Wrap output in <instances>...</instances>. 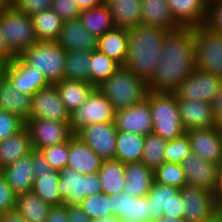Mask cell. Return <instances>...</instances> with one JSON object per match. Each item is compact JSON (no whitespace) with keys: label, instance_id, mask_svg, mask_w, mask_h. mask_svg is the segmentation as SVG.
Instances as JSON below:
<instances>
[{"label":"cell","instance_id":"1","mask_svg":"<svg viewBox=\"0 0 222 222\" xmlns=\"http://www.w3.org/2000/svg\"><path fill=\"white\" fill-rule=\"evenodd\" d=\"M196 69L194 30L180 27L170 31L152 78L147 82L153 92H173Z\"/></svg>","mask_w":222,"mask_h":222},{"label":"cell","instance_id":"2","mask_svg":"<svg viewBox=\"0 0 222 222\" xmlns=\"http://www.w3.org/2000/svg\"><path fill=\"white\" fill-rule=\"evenodd\" d=\"M169 32L167 29L142 24L128 29V48L124 66L136 77L148 82L157 68Z\"/></svg>","mask_w":222,"mask_h":222},{"label":"cell","instance_id":"3","mask_svg":"<svg viewBox=\"0 0 222 222\" xmlns=\"http://www.w3.org/2000/svg\"><path fill=\"white\" fill-rule=\"evenodd\" d=\"M97 88L112 103L115 110L141 103L146 99L149 91L147 82L136 77L124 65H120Z\"/></svg>","mask_w":222,"mask_h":222},{"label":"cell","instance_id":"4","mask_svg":"<svg viewBox=\"0 0 222 222\" xmlns=\"http://www.w3.org/2000/svg\"><path fill=\"white\" fill-rule=\"evenodd\" d=\"M146 99L152 115V133L164 140H173L185 133L180 119L177 98L173 92L148 91Z\"/></svg>","mask_w":222,"mask_h":222},{"label":"cell","instance_id":"5","mask_svg":"<svg viewBox=\"0 0 222 222\" xmlns=\"http://www.w3.org/2000/svg\"><path fill=\"white\" fill-rule=\"evenodd\" d=\"M67 51L57 41H37L28 47L20 57L37 68L50 84L64 79Z\"/></svg>","mask_w":222,"mask_h":222},{"label":"cell","instance_id":"6","mask_svg":"<svg viewBox=\"0 0 222 222\" xmlns=\"http://www.w3.org/2000/svg\"><path fill=\"white\" fill-rule=\"evenodd\" d=\"M0 25L10 53L14 57L20 56L38 41L31 16L16 10L12 5L0 16Z\"/></svg>","mask_w":222,"mask_h":222},{"label":"cell","instance_id":"7","mask_svg":"<svg viewBox=\"0 0 222 222\" xmlns=\"http://www.w3.org/2000/svg\"><path fill=\"white\" fill-rule=\"evenodd\" d=\"M196 69L222 78V35L205 25L193 27Z\"/></svg>","mask_w":222,"mask_h":222},{"label":"cell","instance_id":"8","mask_svg":"<svg viewBox=\"0 0 222 222\" xmlns=\"http://www.w3.org/2000/svg\"><path fill=\"white\" fill-rule=\"evenodd\" d=\"M180 193L186 222H214L219 217L215 193L190 185L182 187Z\"/></svg>","mask_w":222,"mask_h":222},{"label":"cell","instance_id":"9","mask_svg":"<svg viewBox=\"0 0 222 222\" xmlns=\"http://www.w3.org/2000/svg\"><path fill=\"white\" fill-rule=\"evenodd\" d=\"M115 108L112 103L95 87L86 101L70 113L69 127L72 134H76L85 126L114 122Z\"/></svg>","mask_w":222,"mask_h":222},{"label":"cell","instance_id":"10","mask_svg":"<svg viewBox=\"0 0 222 222\" xmlns=\"http://www.w3.org/2000/svg\"><path fill=\"white\" fill-rule=\"evenodd\" d=\"M58 191L65 205L79 204L88 196L101 193L98 173L81 174L75 169L65 167L59 171Z\"/></svg>","mask_w":222,"mask_h":222},{"label":"cell","instance_id":"11","mask_svg":"<svg viewBox=\"0 0 222 222\" xmlns=\"http://www.w3.org/2000/svg\"><path fill=\"white\" fill-rule=\"evenodd\" d=\"M221 89V77L195 69L173 93L177 99L199 100L212 104Z\"/></svg>","mask_w":222,"mask_h":222},{"label":"cell","instance_id":"12","mask_svg":"<svg viewBox=\"0 0 222 222\" xmlns=\"http://www.w3.org/2000/svg\"><path fill=\"white\" fill-rule=\"evenodd\" d=\"M4 76L19 92L33 96L37 91L50 85L37 68L29 66L20 56L4 63Z\"/></svg>","mask_w":222,"mask_h":222},{"label":"cell","instance_id":"13","mask_svg":"<svg viewBox=\"0 0 222 222\" xmlns=\"http://www.w3.org/2000/svg\"><path fill=\"white\" fill-rule=\"evenodd\" d=\"M26 127L31 135L33 150L66 142L73 134L69 122L45 119H28Z\"/></svg>","mask_w":222,"mask_h":222},{"label":"cell","instance_id":"14","mask_svg":"<svg viewBox=\"0 0 222 222\" xmlns=\"http://www.w3.org/2000/svg\"><path fill=\"white\" fill-rule=\"evenodd\" d=\"M29 119L70 121V113L64 106L55 84L46 86L32 96Z\"/></svg>","mask_w":222,"mask_h":222},{"label":"cell","instance_id":"15","mask_svg":"<svg viewBox=\"0 0 222 222\" xmlns=\"http://www.w3.org/2000/svg\"><path fill=\"white\" fill-rule=\"evenodd\" d=\"M75 135L103 160L115 159L117 129L114 122L91 124Z\"/></svg>","mask_w":222,"mask_h":222},{"label":"cell","instance_id":"16","mask_svg":"<svg viewBox=\"0 0 222 222\" xmlns=\"http://www.w3.org/2000/svg\"><path fill=\"white\" fill-rule=\"evenodd\" d=\"M191 152L207 162L222 163V136L218 126L186 131Z\"/></svg>","mask_w":222,"mask_h":222},{"label":"cell","instance_id":"17","mask_svg":"<svg viewBox=\"0 0 222 222\" xmlns=\"http://www.w3.org/2000/svg\"><path fill=\"white\" fill-rule=\"evenodd\" d=\"M114 124L117 131H126L140 135L152 133V115L149 101L115 111Z\"/></svg>","mask_w":222,"mask_h":222},{"label":"cell","instance_id":"18","mask_svg":"<svg viewBox=\"0 0 222 222\" xmlns=\"http://www.w3.org/2000/svg\"><path fill=\"white\" fill-rule=\"evenodd\" d=\"M186 183L215 193L218 185L219 166L190 153L181 163Z\"/></svg>","mask_w":222,"mask_h":222},{"label":"cell","instance_id":"19","mask_svg":"<svg viewBox=\"0 0 222 222\" xmlns=\"http://www.w3.org/2000/svg\"><path fill=\"white\" fill-rule=\"evenodd\" d=\"M113 216L121 222H150V201L146 196L132 197L126 192L110 195Z\"/></svg>","mask_w":222,"mask_h":222},{"label":"cell","instance_id":"20","mask_svg":"<svg viewBox=\"0 0 222 222\" xmlns=\"http://www.w3.org/2000/svg\"><path fill=\"white\" fill-rule=\"evenodd\" d=\"M180 119L184 131L212 128L217 126L214 120L212 104L199 100L177 99Z\"/></svg>","mask_w":222,"mask_h":222},{"label":"cell","instance_id":"21","mask_svg":"<svg viewBox=\"0 0 222 222\" xmlns=\"http://www.w3.org/2000/svg\"><path fill=\"white\" fill-rule=\"evenodd\" d=\"M67 52L97 50L98 38L90 33L79 18L65 21L57 41Z\"/></svg>","mask_w":222,"mask_h":222},{"label":"cell","instance_id":"22","mask_svg":"<svg viewBox=\"0 0 222 222\" xmlns=\"http://www.w3.org/2000/svg\"><path fill=\"white\" fill-rule=\"evenodd\" d=\"M103 161L104 160L78 136L73 134L69 138L67 167L75 169L81 174H92L99 172Z\"/></svg>","mask_w":222,"mask_h":222},{"label":"cell","instance_id":"23","mask_svg":"<svg viewBox=\"0 0 222 222\" xmlns=\"http://www.w3.org/2000/svg\"><path fill=\"white\" fill-rule=\"evenodd\" d=\"M171 14L181 27L193 28L205 25L207 0H167Z\"/></svg>","mask_w":222,"mask_h":222},{"label":"cell","instance_id":"24","mask_svg":"<svg viewBox=\"0 0 222 222\" xmlns=\"http://www.w3.org/2000/svg\"><path fill=\"white\" fill-rule=\"evenodd\" d=\"M2 174L16 195L30 192L34 182L33 151L29 155L4 167Z\"/></svg>","mask_w":222,"mask_h":222},{"label":"cell","instance_id":"25","mask_svg":"<svg viewBox=\"0 0 222 222\" xmlns=\"http://www.w3.org/2000/svg\"><path fill=\"white\" fill-rule=\"evenodd\" d=\"M141 24L169 31L181 27L173 18L167 0H141Z\"/></svg>","mask_w":222,"mask_h":222},{"label":"cell","instance_id":"26","mask_svg":"<svg viewBox=\"0 0 222 222\" xmlns=\"http://www.w3.org/2000/svg\"><path fill=\"white\" fill-rule=\"evenodd\" d=\"M154 182V170L143 162L125 164V185L123 192L132 197H144Z\"/></svg>","mask_w":222,"mask_h":222},{"label":"cell","instance_id":"27","mask_svg":"<svg viewBox=\"0 0 222 222\" xmlns=\"http://www.w3.org/2000/svg\"><path fill=\"white\" fill-rule=\"evenodd\" d=\"M32 97L19 92L4 76L0 82V109L22 118L25 122L30 117Z\"/></svg>","mask_w":222,"mask_h":222},{"label":"cell","instance_id":"28","mask_svg":"<svg viewBox=\"0 0 222 222\" xmlns=\"http://www.w3.org/2000/svg\"><path fill=\"white\" fill-rule=\"evenodd\" d=\"M32 151L31 135L25 126L16 134L0 141V165L4 168Z\"/></svg>","mask_w":222,"mask_h":222},{"label":"cell","instance_id":"29","mask_svg":"<svg viewBox=\"0 0 222 222\" xmlns=\"http://www.w3.org/2000/svg\"><path fill=\"white\" fill-rule=\"evenodd\" d=\"M116 28L131 29L141 25V0H107Z\"/></svg>","mask_w":222,"mask_h":222},{"label":"cell","instance_id":"30","mask_svg":"<svg viewBox=\"0 0 222 222\" xmlns=\"http://www.w3.org/2000/svg\"><path fill=\"white\" fill-rule=\"evenodd\" d=\"M128 29L114 28L98 37L97 49L120 65H124L127 57Z\"/></svg>","mask_w":222,"mask_h":222},{"label":"cell","instance_id":"31","mask_svg":"<svg viewBox=\"0 0 222 222\" xmlns=\"http://www.w3.org/2000/svg\"><path fill=\"white\" fill-rule=\"evenodd\" d=\"M145 136L117 131L115 159L124 164L141 162Z\"/></svg>","mask_w":222,"mask_h":222},{"label":"cell","instance_id":"32","mask_svg":"<svg viewBox=\"0 0 222 222\" xmlns=\"http://www.w3.org/2000/svg\"><path fill=\"white\" fill-rule=\"evenodd\" d=\"M79 19L83 26L97 38L115 28L110 8L106 3L81 11Z\"/></svg>","mask_w":222,"mask_h":222},{"label":"cell","instance_id":"33","mask_svg":"<svg viewBox=\"0 0 222 222\" xmlns=\"http://www.w3.org/2000/svg\"><path fill=\"white\" fill-rule=\"evenodd\" d=\"M50 208L51 205L32 191L16 196L15 210L27 222H46Z\"/></svg>","mask_w":222,"mask_h":222},{"label":"cell","instance_id":"34","mask_svg":"<svg viewBox=\"0 0 222 222\" xmlns=\"http://www.w3.org/2000/svg\"><path fill=\"white\" fill-rule=\"evenodd\" d=\"M101 193L112 195L122 193L125 185V164L116 159L104 160L98 172Z\"/></svg>","mask_w":222,"mask_h":222},{"label":"cell","instance_id":"35","mask_svg":"<svg viewBox=\"0 0 222 222\" xmlns=\"http://www.w3.org/2000/svg\"><path fill=\"white\" fill-rule=\"evenodd\" d=\"M55 85L58 89L60 98L69 113L79 108L95 88L89 82L70 81L65 79L55 83Z\"/></svg>","mask_w":222,"mask_h":222},{"label":"cell","instance_id":"36","mask_svg":"<svg viewBox=\"0 0 222 222\" xmlns=\"http://www.w3.org/2000/svg\"><path fill=\"white\" fill-rule=\"evenodd\" d=\"M38 41H58L63 21L51 8L31 16Z\"/></svg>","mask_w":222,"mask_h":222},{"label":"cell","instance_id":"37","mask_svg":"<svg viewBox=\"0 0 222 222\" xmlns=\"http://www.w3.org/2000/svg\"><path fill=\"white\" fill-rule=\"evenodd\" d=\"M59 182V171L53 170L51 174L38 175L34 179L31 191L51 206L63 205V199L58 191Z\"/></svg>","mask_w":222,"mask_h":222},{"label":"cell","instance_id":"38","mask_svg":"<svg viewBox=\"0 0 222 222\" xmlns=\"http://www.w3.org/2000/svg\"><path fill=\"white\" fill-rule=\"evenodd\" d=\"M91 52L69 51L65 57L64 79L89 82Z\"/></svg>","mask_w":222,"mask_h":222},{"label":"cell","instance_id":"39","mask_svg":"<svg viewBox=\"0 0 222 222\" xmlns=\"http://www.w3.org/2000/svg\"><path fill=\"white\" fill-rule=\"evenodd\" d=\"M179 191L180 189L176 187L164 185L156 181L153 182L146 196L150 201V222L157 221L163 216V210H166L168 202Z\"/></svg>","mask_w":222,"mask_h":222},{"label":"cell","instance_id":"40","mask_svg":"<svg viewBox=\"0 0 222 222\" xmlns=\"http://www.w3.org/2000/svg\"><path fill=\"white\" fill-rule=\"evenodd\" d=\"M120 64L109 58L98 49L91 52V62L89 71V83L98 87L107 80L118 68Z\"/></svg>","mask_w":222,"mask_h":222},{"label":"cell","instance_id":"41","mask_svg":"<svg viewBox=\"0 0 222 222\" xmlns=\"http://www.w3.org/2000/svg\"><path fill=\"white\" fill-rule=\"evenodd\" d=\"M166 144L167 140H164L159 135L154 133L145 135L141 162L148 168L155 170L165 162L164 152Z\"/></svg>","mask_w":222,"mask_h":222},{"label":"cell","instance_id":"42","mask_svg":"<svg viewBox=\"0 0 222 222\" xmlns=\"http://www.w3.org/2000/svg\"><path fill=\"white\" fill-rule=\"evenodd\" d=\"M79 206L88 215L91 221L113 216L111 197L105 193H97L88 196L79 203Z\"/></svg>","mask_w":222,"mask_h":222},{"label":"cell","instance_id":"43","mask_svg":"<svg viewBox=\"0 0 222 222\" xmlns=\"http://www.w3.org/2000/svg\"><path fill=\"white\" fill-rule=\"evenodd\" d=\"M154 181L178 189L187 185L182 165L170 162H164L154 170Z\"/></svg>","mask_w":222,"mask_h":222},{"label":"cell","instance_id":"44","mask_svg":"<svg viewBox=\"0 0 222 222\" xmlns=\"http://www.w3.org/2000/svg\"><path fill=\"white\" fill-rule=\"evenodd\" d=\"M190 153L191 146L185 132L180 137L167 141L164 152L165 162L181 164Z\"/></svg>","mask_w":222,"mask_h":222},{"label":"cell","instance_id":"45","mask_svg":"<svg viewBox=\"0 0 222 222\" xmlns=\"http://www.w3.org/2000/svg\"><path fill=\"white\" fill-rule=\"evenodd\" d=\"M40 152L44 155L47 162L54 170H62L67 167L69 154V139L57 145H52L41 149Z\"/></svg>","mask_w":222,"mask_h":222},{"label":"cell","instance_id":"46","mask_svg":"<svg viewBox=\"0 0 222 222\" xmlns=\"http://www.w3.org/2000/svg\"><path fill=\"white\" fill-rule=\"evenodd\" d=\"M26 122L19 116L0 109V141L22 130Z\"/></svg>","mask_w":222,"mask_h":222},{"label":"cell","instance_id":"47","mask_svg":"<svg viewBox=\"0 0 222 222\" xmlns=\"http://www.w3.org/2000/svg\"><path fill=\"white\" fill-rule=\"evenodd\" d=\"M205 26L212 32L222 35V0L208 1Z\"/></svg>","mask_w":222,"mask_h":222},{"label":"cell","instance_id":"48","mask_svg":"<svg viewBox=\"0 0 222 222\" xmlns=\"http://www.w3.org/2000/svg\"><path fill=\"white\" fill-rule=\"evenodd\" d=\"M75 0H52L51 9L58 14L63 22L79 18L81 10Z\"/></svg>","mask_w":222,"mask_h":222},{"label":"cell","instance_id":"49","mask_svg":"<svg viewBox=\"0 0 222 222\" xmlns=\"http://www.w3.org/2000/svg\"><path fill=\"white\" fill-rule=\"evenodd\" d=\"M11 5L18 11L32 16L51 8L52 0H11Z\"/></svg>","mask_w":222,"mask_h":222},{"label":"cell","instance_id":"50","mask_svg":"<svg viewBox=\"0 0 222 222\" xmlns=\"http://www.w3.org/2000/svg\"><path fill=\"white\" fill-rule=\"evenodd\" d=\"M16 196L12 188L7 184L5 176L0 174V214L15 209Z\"/></svg>","mask_w":222,"mask_h":222},{"label":"cell","instance_id":"51","mask_svg":"<svg viewBox=\"0 0 222 222\" xmlns=\"http://www.w3.org/2000/svg\"><path fill=\"white\" fill-rule=\"evenodd\" d=\"M183 208L181 193L179 191L168 202L166 210H163V216L170 218H183Z\"/></svg>","mask_w":222,"mask_h":222},{"label":"cell","instance_id":"52","mask_svg":"<svg viewBox=\"0 0 222 222\" xmlns=\"http://www.w3.org/2000/svg\"><path fill=\"white\" fill-rule=\"evenodd\" d=\"M54 169L47 162L40 151L33 150V174L34 179L38 175L51 174Z\"/></svg>","mask_w":222,"mask_h":222},{"label":"cell","instance_id":"53","mask_svg":"<svg viewBox=\"0 0 222 222\" xmlns=\"http://www.w3.org/2000/svg\"><path fill=\"white\" fill-rule=\"evenodd\" d=\"M46 222H69L67 205L51 206Z\"/></svg>","mask_w":222,"mask_h":222},{"label":"cell","instance_id":"54","mask_svg":"<svg viewBox=\"0 0 222 222\" xmlns=\"http://www.w3.org/2000/svg\"><path fill=\"white\" fill-rule=\"evenodd\" d=\"M67 213L69 222H91L79 204L67 205Z\"/></svg>","mask_w":222,"mask_h":222},{"label":"cell","instance_id":"55","mask_svg":"<svg viewBox=\"0 0 222 222\" xmlns=\"http://www.w3.org/2000/svg\"><path fill=\"white\" fill-rule=\"evenodd\" d=\"M212 109L216 125L220 126L222 124V89L214 98Z\"/></svg>","mask_w":222,"mask_h":222},{"label":"cell","instance_id":"56","mask_svg":"<svg viewBox=\"0 0 222 222\" xmlns=\"http://www.w3.org/2000/svg\"><path fill=\"white\" fill-rule=\"evenodd\" d=\"M14 56L10 53L0 25V63L10 62Z\"/></svg>","mask_w":222,"mask_h":222},{"label":"cell","instance_id":"57","mask_svg":"<svg viewBox=\"0 0 222 222\" xmlns=\"http://www.w3.org/2000/svg\"><path fill=\"white\" fill-rule=\"evenodd\" d=\"M0 222H27L15 209L0 214Z\"/></svg>","mask_w":222,"mask_h":222},{"label":"cell","instance_id":"58","mask_svg":"<svg viewBox=\"0 0 222 222\" xmlns=\"http://www.w3.org/2000/svg\"><path fill=\"white\" fill-rule=\"evenodd\" d=\"M74 2L77 4L81 11L92 9L103 3L101 0H75Z\"/></svg>","mask_w":222,"mask_h":222},{"label":"cell","instance_id":"59","mask_svg":"<svg viewBox=\"0 0 222 222\" xmlns=\"http://www.w3.org/2000/svg\"><path fill=\"white\" fill-rule=\"evenodd\" d=\"M215 196L217 198L218 204L222 201V163L219 166L218 172V185L215 191Z\"/></svg>","mask_w":222,"mask_h":222},{"label":"cell","instance_id":"60","mask_svg":"<svg viewBox=\"0 0 222 222\" xmlns=\"http://www.w3.org/2000/svg\"><path fill=\"white\" fill-rule=\"evenodd\" d=\"M156 222H186L183 218H170L162 216Z\"/></svg>","mask_w":222,"mask_h":222},{"label":"cell","instance_id":"61","mask_svg":"<svg viewBox=\"0 0 222 222\" xmlns=\"http://www.w3.org/2000/svg\"><path fill=\"white\" fill-rule=\"evenodd\" d=\"M91 222H121L116 216H109L102 219L92 220Z\"/></svg>","mask_w":222,"mask_h":222},{"label":"cell","instance_id":"62","mask_svg":"<svg viewBox=\"0 0 222 222\" xmlns=\"http://www.w3.org/2000/svg\"><path fill=\"white\" fill-rule=\"evenodd\" d=\"M11 5V0H0V16Z\"/></svg>","mask_w":222,"mask_h":222},{"label":"cell","instance_id":"63","mask_svg":"<svg viewBox=\"0 0 222 222\" xmlns=\"http://www.w3.org/2000/svg\"><path fill=\"white\" fill-rule=\"evenodd\" d=\"M4 77V63H0V82Z\"/></svg>","mask_w":222,"mask_h":222},{"label":"cell","instance_id":"64","mask_svg":"<svg viewBox=\"0 0 222 222\" xmlns=\"http://www.w3.org/2000/svg\"><path fill=\"white\" fill-rule=\"evenodd\" d=\"M218 205H219V218H222V201Z\"/></svg>","mask_w":222,"mask_h":222},{"label":"cell","instance_id":"65","mask_svg":"<svg viewBox=\"0 0 222 222\" xmlns=\"http://www.w3.org/2000/svg\"><path fill=\"white\" fill-rule=\"evenodd\" d=\"M214 222H222V218H217Z\"/></svg>","mask_w":222,"mask_h":222},{"label":"cell","instance_id":"66","mask_svg":"<svg viewBox=\"0 0 222 222\" xmlns=\"http://www.w3.org/2000/svg\"><path fill=\"white\" fill-rule=\"evenodd\" d=\"M221 132V136H222V124L220 126H218Z\"/></svg>","mask_w":222,"mask_h":222},{"label":"cell","instance_id":"67","mask_svg":"<svg viewBox=\"0 0 222 222\" xmlns=\"http://www.w3.org/2000/svg\"><path fill=\"white\" fill-rule=\"evenodd\" d=\"M2 170H3V168H2L1 165H0V174H2Z\"/></svg>","mask_w":222,"mask_h":222}]
</instances>
